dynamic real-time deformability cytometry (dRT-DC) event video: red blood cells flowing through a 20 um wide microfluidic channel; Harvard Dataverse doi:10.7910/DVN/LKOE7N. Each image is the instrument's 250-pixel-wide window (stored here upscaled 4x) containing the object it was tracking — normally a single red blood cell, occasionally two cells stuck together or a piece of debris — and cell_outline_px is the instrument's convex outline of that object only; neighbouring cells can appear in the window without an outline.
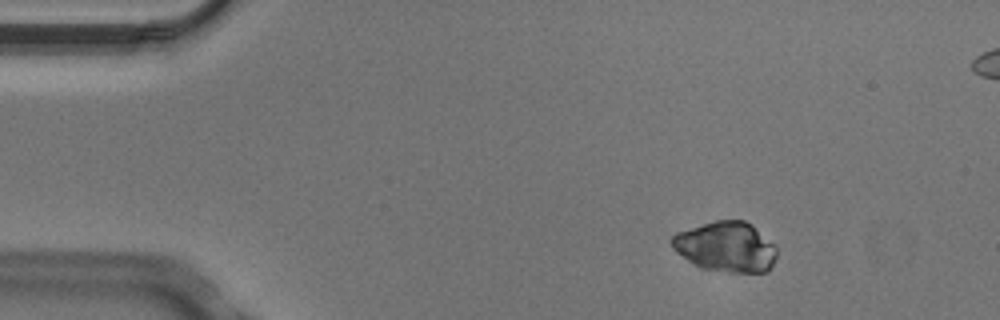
{"species": "Egyptian fruit bat (a non-hibernating species)", "species_latin": "Rousettus aegyptiacus", "temperature_condition": "cold", "stored_images_in_passage": 4, "camera_frame_rate_fps": 3000, "um_per_image_px": 0.085, "animal": {"sex": "male"}, "frame": {"image": 1, "passage_image": 1, "time_ms": 0.0, "image_size_px": [1000, 320], "cell_outline_px": [[776, 256], [768, 272], [732, 272], [700, 268], [676, 252], [672, 248], [668, 240], [676, 232], [716, 220], [744, 220], [752, 224], [776, 244]], "centroid_in_image_um": [61.7, 20.97], "position_along_channel_um": 23.3, "area_um2": 30.92}}